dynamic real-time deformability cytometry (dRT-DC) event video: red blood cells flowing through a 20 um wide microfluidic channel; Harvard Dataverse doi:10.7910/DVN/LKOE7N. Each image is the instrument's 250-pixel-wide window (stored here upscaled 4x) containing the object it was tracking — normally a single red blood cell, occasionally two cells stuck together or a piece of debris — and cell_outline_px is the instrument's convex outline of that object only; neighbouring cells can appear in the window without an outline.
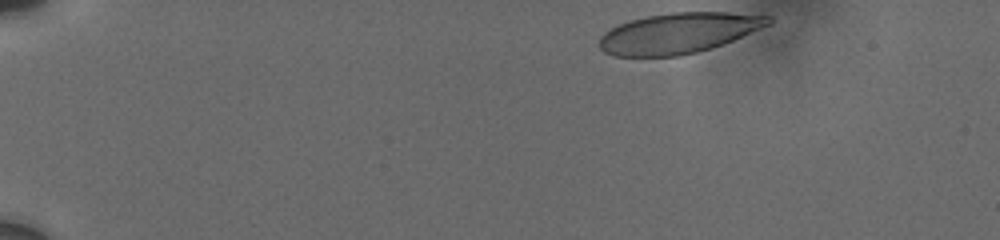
{"species": "human", "species_latin": "Homo sapiens", "temperature_condition": "cold", "stored_images_in_passage": 33, "camera_frame_rate_fps": 3000, "um_per_image_px": 0.085, "donor": {"sex": "male"}, "frame": {"image": 1, "passage_image": 1, "time_ms": 0.0, "image_size_px": [1000, 240], "cell_outline_px": [[772, 24], [712, 48], [680, 56], [612, 56], [604, 52], [600, 48], [600, 36], [604, 32], [628, 20], [648, 16], [672, 12], [728, 12], [772, 16]], "centroid_in_image_um": [57.69, 2.81], "position_along_channel_um": 27.3, "area_um2": 39.88}}
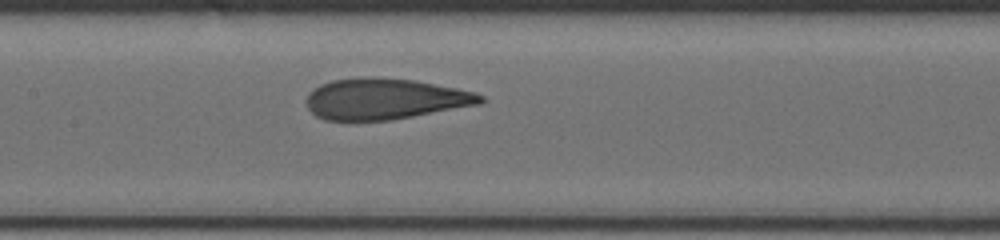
{"frame": {"image": 2, "passage_image": 18, "time_ms": 7.0, "image_size_px": [1000, 240], "cell_outline_px": [[484, 100], [480, 104], [392, 120], [324, 120], [316, 116], [308, 108], [308, 92], [320, 84], [332, 80], [360, 76], [380, 76], [416, 80], [476, 92], [484, 96]], "centroid_in_image_um": [32.72, 8.39], "position_along_channel_um": 174.7, "area_um2": 41.91}}
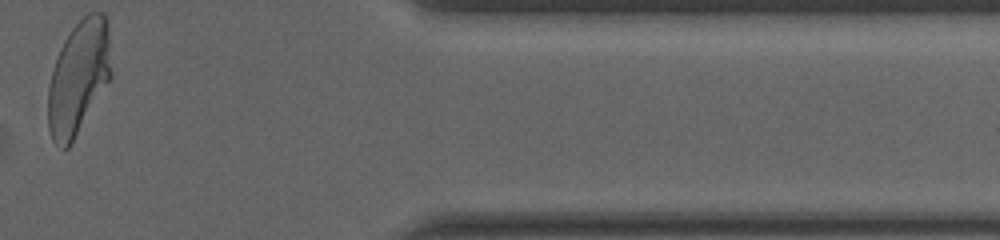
{"frame": {"image": 3, "passage_image": 33, "time_ms": 14.0, "image_size_px": [1000, 240], "cell_outline_px": [[112, 76], [72, 144], [68, 148], [64, 148], [56, 144], [52, 140], [48, 128], [48, 88], [52, 72], [60, 48], [64, 40], [72, 28], [88, 12], [104, 12], [108, 20], [112, 72]], "centroid_in_image_um": [6.7, 6.58], "position_along_channel_um": 404.7, "area_um2": 42.19}, "authors_computed_cell_mechanics": {"area_um2": 42.0206, "velocity_mm_per_s": 3.6843, "shape_relaxation_time_tau1_ms": 8.482, "shape_relaxation_time_tau2_ms": 0.7142, "deformation_change_tau1": 0.2385, "deformation_change_tau2": 0.0725}}